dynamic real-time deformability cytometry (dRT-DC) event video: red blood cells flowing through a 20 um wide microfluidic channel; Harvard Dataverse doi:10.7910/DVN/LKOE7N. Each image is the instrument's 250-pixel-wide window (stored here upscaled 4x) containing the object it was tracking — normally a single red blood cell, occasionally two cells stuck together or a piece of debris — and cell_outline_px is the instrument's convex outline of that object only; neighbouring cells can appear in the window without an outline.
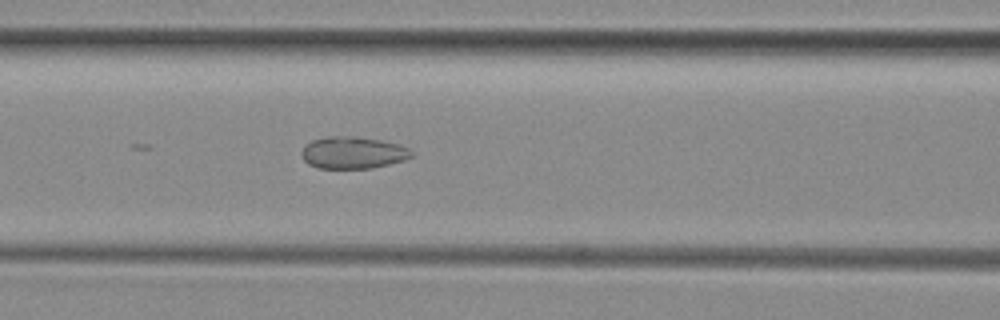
{"species": "common noctule bat (a hibernating species)", "species_latin": "Nyctalus noctula", "temperature_condition": "room temperature", "stored_images_in_passage": 23, "camera_frame_rate_fps": 3000, "um_per_image_px": 0.085, "animal": {"sex": "female", "body_mass_g": 29.2, "forearm_length_mm": 56.3}, "frame": {"image": 1, "passage_image": 19, "time_ms": 6.0, "image_size_px": [1000, 320], "cell_outline_px": [[412, 156], [404, 160], [372, 168], [316, 168], [308, 164], [300, 156], [300, 152], [304, 144], [312, 140], [328, 136], [356, 136], [380, 140], [396, 144], [408, 148], [412, 152]], "centroid_in_image_um": [29.93, 12.97], "position_along_channel_um": 136.7, "area_um2": 20.58}}
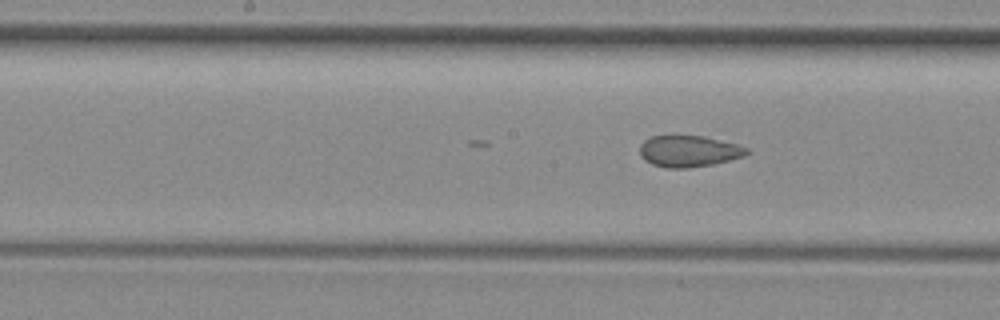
{"frame": {"image": 2, "passage_image": 23, "time_ms": 7.333, "image_size_px": [1000, 320], "cell_outline_px": [[748, 152], [744, 156], [712, 164], [688, 168], [664, 168], [652, 164], [644, 160], [640, 156], [640, 144], [644, 140], [652, 136], [704, 136], [736, 144], [748, 148]], "centroid_in_image_um": [58.51, 12.86], "position_along_channel_um": 189.7, "area_um2": 19.48}}